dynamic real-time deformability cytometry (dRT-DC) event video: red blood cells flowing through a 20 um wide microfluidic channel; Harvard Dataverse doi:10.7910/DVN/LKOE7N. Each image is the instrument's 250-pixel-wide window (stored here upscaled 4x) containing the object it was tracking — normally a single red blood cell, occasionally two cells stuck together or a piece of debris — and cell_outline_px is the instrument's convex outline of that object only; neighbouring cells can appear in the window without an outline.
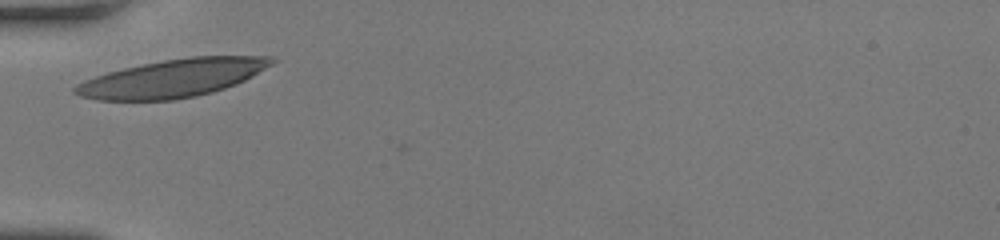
{"species": "human", "species_latin": "Homo sapiens", "temperature_condition": "room temperature", "stored_images_in_passage": 26, "camera_frame_rate_fps": 3000, "um_per_image_px": 0.085, "donor": {"sex": "female"}, "frame": {"image": 1, "passage_image": 1, "time_ms": 0.0, "image_size_px": [1000, 240], "cell_outline_px": [[280, 60], [252, 76], [236, 84], [212, 92], [196, 96], [172, 100], [100, 100], [80, 96], [72, 92], [72, 88], [76, 84], [84, 80], [108, 72], [124, 68], [164, 60], [188, 56], [272, 56]], "centroid_in_image_um": [14.7, 6.64], "position_along_channel_um": 70.3, "area_um2": 43.35}}
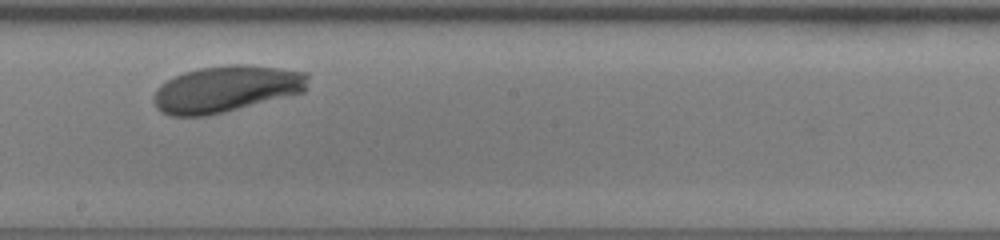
{"frame": {"image": 2, "passage_image": 14, "time_ms": 4.333, "image_size_px": [1000, 240], "cell_outline_px": [[308, 76], [304, 92], [204, 116], [172, 116], [160, 112], [156, 108], [152, 100], [156, 88], [160, 84], [184, 72], [200, 68], [232, 64], [244, 64], [280, 68], [308, 72]], "centroid_in_image_um": [19.18, 7.55], "position_along_channel_um": 229.0, "area_um2": 41.5}}
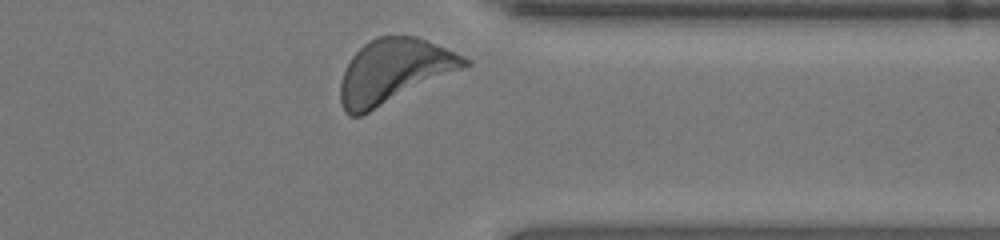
{"frame": {"image": 3, "passage_image": 26, "time_ms": 8.333, "image_size_px": [1000, 240], "cell_outline_px": [[472, 64], [464, 68], [360, 116], [348, 116], [344, 112], [340, 100], [340, 80], [352, 56], [364, 44], [376, 36], [416, 36], [428, 40], [464, 56], [472, 60]], "centroid_in_image_um": [33.48, 6.05], "position_along_channel_um": 377.9, "area_um2": 46.12}, "authors_computed_cell_mechanics": {"area_um2": 41.2692, "velocity_mm_per_s": 3.7407, "shape_relaxation_time_tau1_ms": 2.1605, "shape_relaxation_time_tau2_ms": null, "deformation_change_tau1": 0.1399, "deformation_change_tau2": null}}